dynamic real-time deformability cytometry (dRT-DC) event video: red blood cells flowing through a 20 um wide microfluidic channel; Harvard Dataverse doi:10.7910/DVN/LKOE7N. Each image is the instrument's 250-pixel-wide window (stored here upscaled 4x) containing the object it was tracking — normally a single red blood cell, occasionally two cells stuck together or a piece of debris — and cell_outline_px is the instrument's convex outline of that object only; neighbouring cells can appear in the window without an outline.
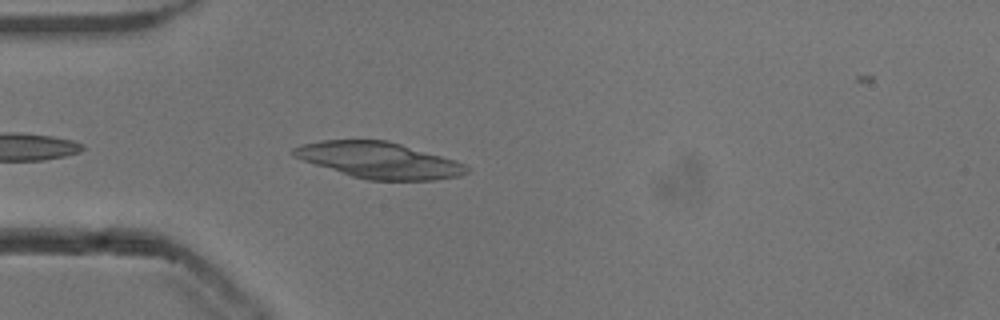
{"species": "common noctule bat (a hibernating species)", "species_latin": "Nyctalus noctula", "temperature_condition": "cold", "stored_images_in_passage": 7, "segment_of_instrument_passage": [1, 2], "camera_frame_rate_fps": 3000, "um_per_image_px": 0.085, "animal": {"sex": "male", "body_mass_g": 13.3}, "frame": {"image": 1, "passage_image": 3, "time_ms": 0.667, "image_size_px": [1000, 320], "cell_outline_px": [[468, 172], [460, 176], [432, 180], [368, 180], [352, 176], [304, 160], [296, 156], [292, 152], [292, 148], [300, 144], [324, 140], [388, 140], [456, 160], [464, 164], [468, 168]], "centroid_in_image_um": [32.25, 13.61], "position_along_channel_um": 52.8, "area_um2": 36.07}}